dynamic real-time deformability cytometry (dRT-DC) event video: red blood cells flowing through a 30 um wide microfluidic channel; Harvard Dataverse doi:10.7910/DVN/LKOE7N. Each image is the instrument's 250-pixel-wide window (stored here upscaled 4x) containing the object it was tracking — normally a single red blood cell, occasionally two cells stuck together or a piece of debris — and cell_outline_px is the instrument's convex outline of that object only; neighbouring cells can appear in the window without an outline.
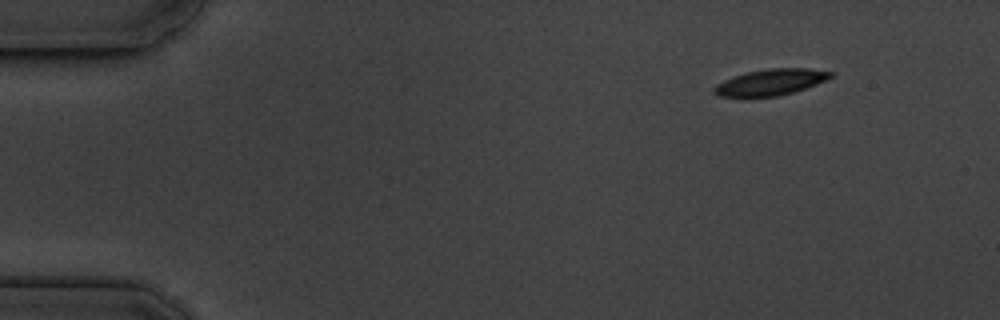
{"species": "common noctule bat (a hibernating species)", "species_latin": "Nyctalus noctula", "temperature_condition": "cold", "stored_images_in_passage": 50, "camera_frame_rate_fps": 3000, "um_per_image_px": 0.085, "animal": {"sex": "male", "body_mass_g": 19.5, "forearm_length_mm": 54.6}, "frame": {"image": 1, "passage_image": 1, "time_ms": 0.0, "image_size_px": [1000, 320], "cell_outline_px": [[832, 76], [816, 84], [780, 96], [720, 96], [712, 92], [712, 88], [716, 84], [724, 80], [748, 72], [768, 68], [808, 68], [832, 72]], "centroid_in_image_um": [65.48, 6.98], "position_along_channel_um": 19.5, "area_um2": 17.4}}
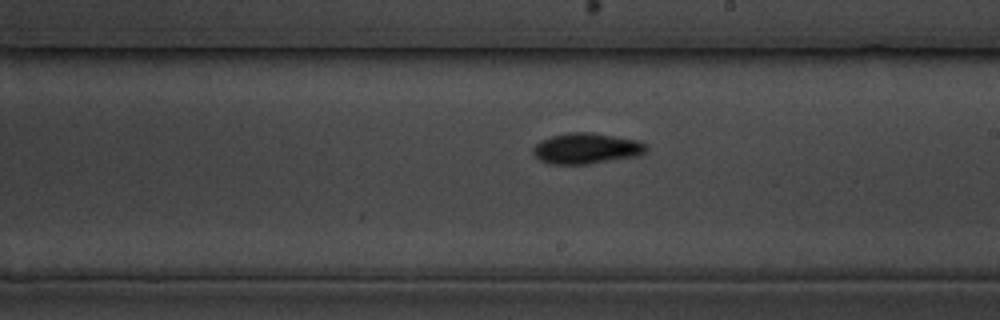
{"frame": {"image": 2, "passage_image": 27, "time_ms": 8.667, "image_size_px": [1000, 320], "cell_outline_px": [[648, 152], [640, 156], [588, 164], [548, 164], [540, 160], [532, 152], [532, 148], [540, 140], [552, 136], [568, 132], [592, 132], [640, 140], [648, 144]], "centroid_in_image_um": [49.91, 12.61], "position_along_channel_um": 239.1, "area_um2": 20.75}}
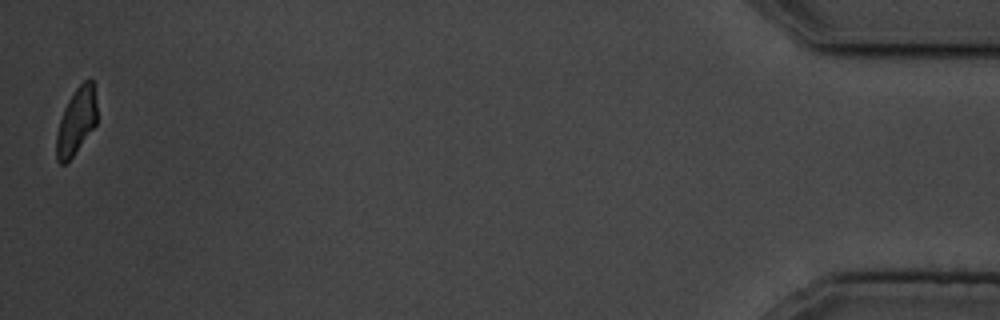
{"frame": {"image": 3, "passage_image": 50, "time_ms": 16.333, "image_size_px": [1000, 320], "cell_outline_px": [[96, 124], [72, 156], [64, 164], [60, 164], [56, 160], [56, 132], [64, 108], [68, 100], [76, 88], [88, 76], [92, 80], [96, 104]], "centroid_in_image_um": [6.47, 10.29], "position_along_channel_um": 428.7, "area_um2": 15.55}, "authors_computed_cell_mechanics": {"area_um2": 18.6694, "velocity_mm_per_s": 3.6166, "shape_relaxation_time_tau1_ms": 3.3713, "shape_relaxation_time_tau2_ms": 8.1356, "deformation_change_tau1": 0.1068, "deformation_change_tau2": 0.1436}}